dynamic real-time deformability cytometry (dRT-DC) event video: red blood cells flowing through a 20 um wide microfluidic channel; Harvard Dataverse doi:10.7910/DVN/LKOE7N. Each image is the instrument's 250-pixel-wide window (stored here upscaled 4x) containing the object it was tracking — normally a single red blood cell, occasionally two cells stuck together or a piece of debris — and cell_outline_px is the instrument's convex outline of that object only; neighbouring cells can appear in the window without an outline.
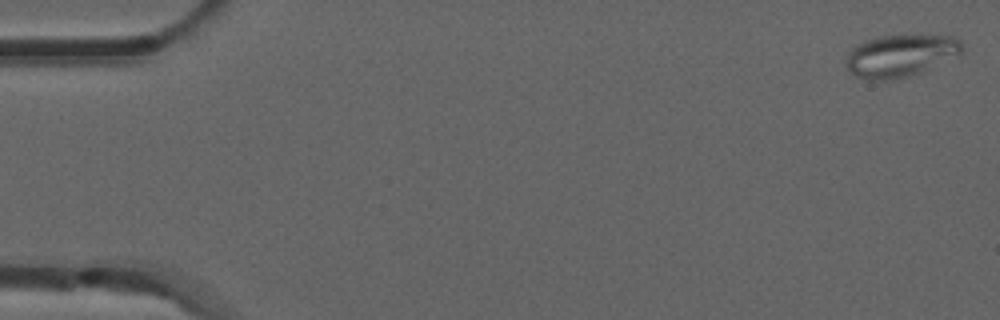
{"species": "common noctule bat (a hibernating species)", "species_latin": "Nyctalus noctula", "temperature_condition": "room temperature", "stored_images_in_passage": 52, "camera_frame_rate_fps": 3000, "um_per_image_px": 0.085, "animal": {"sex": "male", "forearm_length_mm": 52.5}, "frame": {"image": 1, "passage_image": 1, "time_ms": 0.0, "image_size_px": [1000, 320], "cell_outline_px": [[960, 52], [920, 72], [908, 76], [884, 80], [868, 80], [856, 76], [848, 68], [848, 52], [856, 44], [864, 40], [880, 36], [956, 36], [960, 40]], "centroid_in_image_um": [76.46, 4.72], "position_along_channel_um": 8.5, "area_um2": 27.57}}
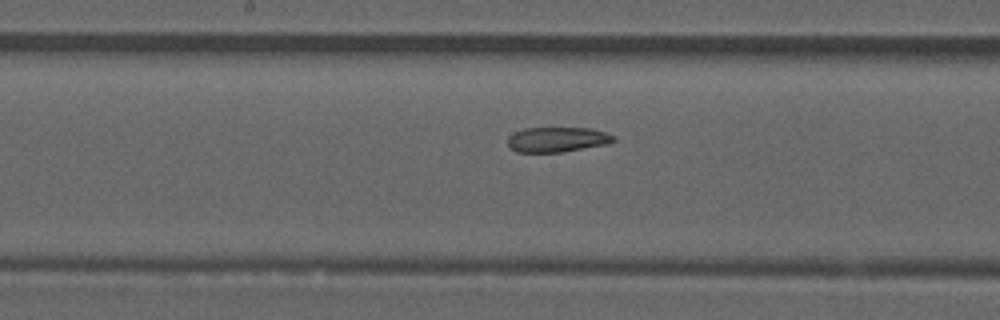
{"frame": {"image": 2, "passage_image": 27, "time_ms": 8.667, "image_size_px": [1000, 320], "cell_outline_px": [[616, 140], [608, 144], [560, 152], [516, 152], [508, 144], [508, 136], [512, 132], [524, 128], [592, 128], [608, 132], [616, 136]], "centroid_in_image_um": [47.4, 11.84], "position_along_channel_um": 200.8, "area_um2": 15.61}}
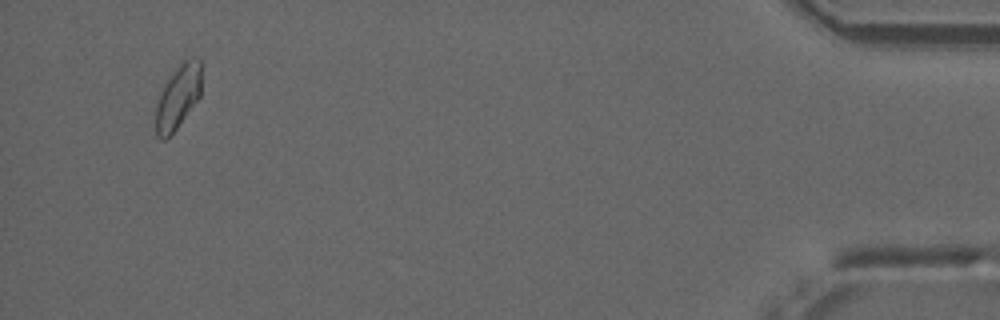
{"frame": {"image": 3, "passage_image": 50, "time_ms": 16.333, "image_size_px": [1000, 320], "cell_outline_px": [[200, 96], [176, 128], [164, 140], [156, 136], [156, 104], [160, 92], [164, 84], [180, 64], [184, 60], [192, 56], [196, 56], [200, 60]], "centroid_in_image_um": [15.12, 8.21], "position_along_channel_um": 420.1, "area_um2": 16.65}, "authors_computed_cell_mechanics": {"area_um2": 17.1088, "velocity_mm_per_s": 3.8905, "shape_relaxation_time_tau1_ms": null, "shape_relaxation_time_tau2_ms": 8.0536, "deformation_change_tau1": null, "deformation_change_tau2": 0.1342}}